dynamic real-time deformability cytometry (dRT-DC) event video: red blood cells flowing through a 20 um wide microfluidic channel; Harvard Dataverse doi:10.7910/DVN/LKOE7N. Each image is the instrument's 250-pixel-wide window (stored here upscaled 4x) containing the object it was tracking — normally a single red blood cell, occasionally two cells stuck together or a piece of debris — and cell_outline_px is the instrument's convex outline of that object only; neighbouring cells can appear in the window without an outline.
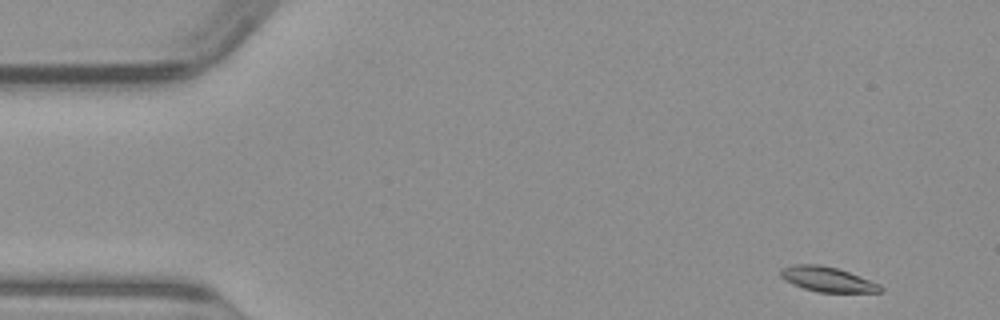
{"species": "common noctule bat (a hibernating species)", "species_latin": "Nyctalus noctula", "temperature_condition": "warm", "stored_images_in_passage": 47, "camera_frame_rate_fps": 3000, "um_per_image_px": 0.085, "animal": {"sex": "male", "body_mass_g": 23.1, "forearm_length_mm": 52.7}, "frame": {"image": 1, "passage_image": 1, "time_ms": 0.0, "image_size_px": [1000, 320], "cell_outline_px": [[884, 292], [820, 292], [804, 288], [792, 284], [784, 280], [780, 276], [780, 268], [792, 264], [820, 264], [836, 268], [848, 272], [880, 284], [884, 288]], "centroid_in_image_um": [70.31, 23.73], "position_along_channel_um": 14.7, "area_um2": 14.51}}
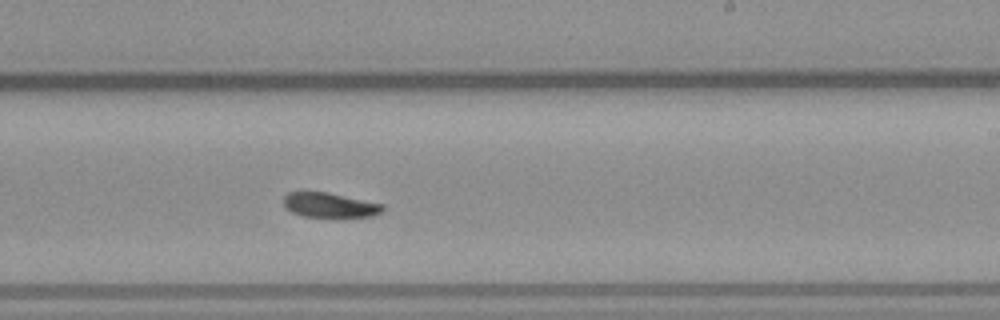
{"frame": {"image": 2, "passage_image": 27, "time_ms": 8.667, "image_size_px": [1000, 320], "cell_outline_px": [[384, 208], [380, 212], [372, 216], [336, 220], [304, 216], [292, 212], [284, 208], [284, 196], [288, 192], [328, 192], [384, 204]], "centroid_in_image_um": [28.05, 17.48], "position_along_channel_um": 261.0, "area_um2": 15.03}}
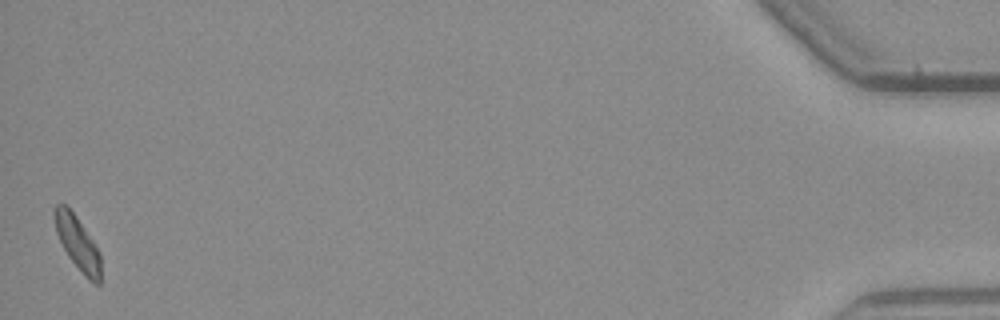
{"frame": {"image": 3, "passage_image": 47, "time_ms": 15.333, "image_size_px": [1000, 320], "cell_outline_px": [[100, 284], [96, 284], [88, 280], [84, 276], [68, 256], [56, 232], [52, 216], [52, 208], [56, 204], [64, 204], [72, 212], [92, 240], [100, 252]], "centroid_in_image_um": [6.56, 20.66], "position_along_channel_um": 428.6, "area_um2": 14.28}}